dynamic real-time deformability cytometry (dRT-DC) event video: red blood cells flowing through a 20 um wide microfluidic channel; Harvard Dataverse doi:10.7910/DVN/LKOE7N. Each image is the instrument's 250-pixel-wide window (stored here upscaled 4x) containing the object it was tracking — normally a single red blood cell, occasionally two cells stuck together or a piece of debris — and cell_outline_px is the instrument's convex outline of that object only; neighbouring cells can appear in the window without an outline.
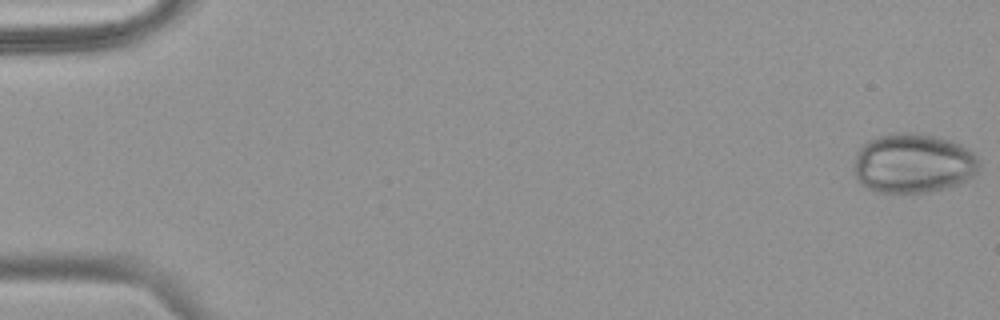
{"species": "common noctule bat (a hibernating species)", "species_latin": "Nyctalus noctula", "temperature_condition": "warm", "stored_images_in_passage": 12, "camera_frame_rate_fps": 3000, "um_per_image_px": 0.085, "animal": {"sex": "female", "body_mass_g": 18.4}, "frame": {"image": 1, "passage_image": 1, "time_ms": 0.0, "image_size_px": [1000, 320], "cell_outline_px": [[980, 164], [976, 172], [972, 176], [956, 184], [932, 192], [876, 192], [860, 184], [856, 180], [852, 168], [856, 152], [868, 140], [876, 136], [892, 132], [912, 132], [936, 136], [960, 144], [968, 148], [980, 160]], "centroid_in_image_um": [77.56, 13.87], "position_along_channel_um": 7.4, "area_um2": 43.87}}